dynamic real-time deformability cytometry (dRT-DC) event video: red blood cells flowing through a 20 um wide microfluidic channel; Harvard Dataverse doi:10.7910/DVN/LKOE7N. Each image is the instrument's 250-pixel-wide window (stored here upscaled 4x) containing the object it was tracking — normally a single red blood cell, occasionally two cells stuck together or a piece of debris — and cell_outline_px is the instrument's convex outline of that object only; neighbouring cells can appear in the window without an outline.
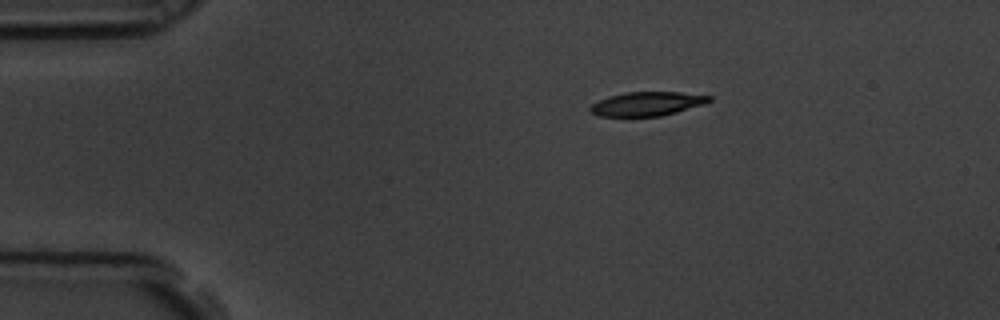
{"species": "common noctule bat (a hibernating species)", "species_latin": "Nyctalus noctula", "temperature_condition": "room temperature", "stored_images_in_passage": 3, "camera_frame_rate_fps": 3000, "um_per_image_px": 0.085, "animal": {"sex": "male", "body_mass_g": 19.5, "forearm_length_mm": 54.6}, "frame": {"image": 1, "passage_image": 1, "time_ms": 0.0, "image_size_px": [1000, 320], "cell_outline_px": [[712, 100], [704, 104], [676, 112], [660, 116], [600, 116], [592, 112], [588, 108], [592, 104], [608, 96], [624, 92], [680, 92], [712, 96]], "centroid_in_image_um": [55.01, 8.81], "position_along_channel_um": 30.0, "area_um2": 16.53}}